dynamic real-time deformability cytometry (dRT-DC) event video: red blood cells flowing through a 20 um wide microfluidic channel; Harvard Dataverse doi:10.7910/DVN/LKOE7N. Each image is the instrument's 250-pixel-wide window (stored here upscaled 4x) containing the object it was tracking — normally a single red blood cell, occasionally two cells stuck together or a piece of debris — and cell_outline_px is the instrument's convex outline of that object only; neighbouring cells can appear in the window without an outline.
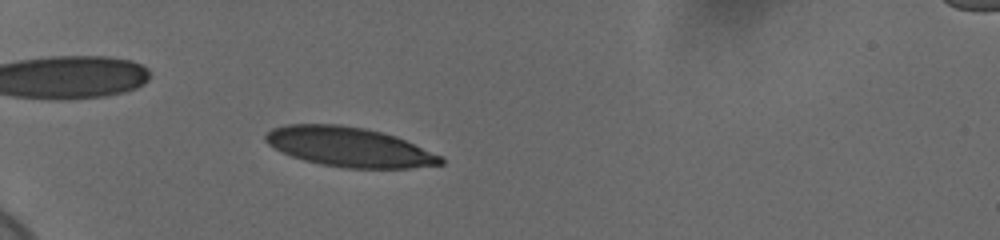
{"species": "human", "species_latin": "Homo sapiens", "temperature_condition": "cold", "stored_images_in_passage": 43, "camera_frame_rate_fps": 3000, "um_per_image_px": 0.085, "donor": {"sex": "female"}, "frame": {"image": 1, "passage_image": 5, "time_ms": 1.333, "image_size_px": [1000, 240], "cell_outline_px": [[444, 164], [412, 168], [344, 168], [320, 164], [304, 160], [292, 156], [268, 144], [264, 140], [264, 132], [272, 128], [284, 124], [340, 124], [364, 128], [396, 136], [440, 156], [444, 160]], "centroid_in_image_um": [29.64, 12.49], "position_along_channel_um": 55.4, "area_um2": 40.29}}
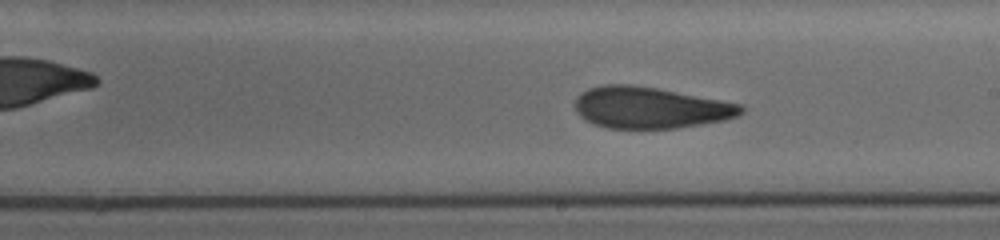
{"frame": {"image": 2, "passage_image": 22, "time_ms": 7.0, "image_size_px": [1000, 240], "cell_outline_px": [[744, 112], [728, 120], [676, 128], [608, 128], [592, 124], [580, 116], [576, 112], [572, 104], [576, 96], [580, 92], [588, 88], [604, 84], [632, 84], [656, 88], [744, 104]], "centroid_in_image_um": [55.24, 9.14], "position_along_channel_um": 233.8, "area_um2": 40.58}}
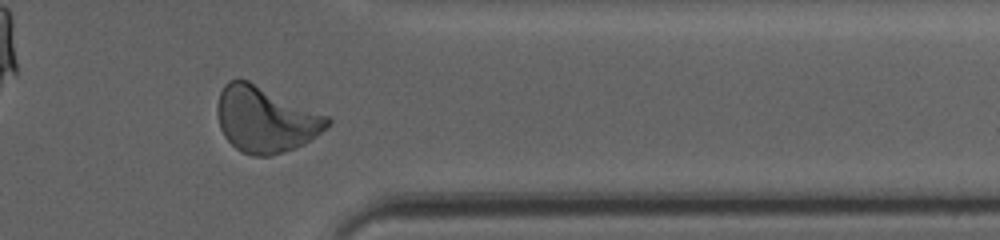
{"frame": {"image": 3, "passage_image": 35, "time_ms": 11.333, "image_size_px": [1000, 240], "cell_outline_px": [[332, 124], [316, 136], [304, 144], [284, 152], [268, 156], [252, 156], [240, 152], [224, 136], [220, 128], [216, 112], [216, 104], [220, 92], [224, 84], [228, 80], [248, 80], [328, 116], [332, 120]], "centroid_in_image_um": [22.55, 10.16], "position_along_channel_um": 388.9, "area_um2": 42.31}, "authors_computed_cell_mechanics": {"area_um2": 40.5756, "velocity_mm_per_s": 3.6652, "shape_relaxation_time_tau1_ms": 5.9416, "shape_relaxation_time_tau2_ms": 1.8794, "deformation_change_tau1": 0.1815, "deformation_change_tau2": 0.0955}}